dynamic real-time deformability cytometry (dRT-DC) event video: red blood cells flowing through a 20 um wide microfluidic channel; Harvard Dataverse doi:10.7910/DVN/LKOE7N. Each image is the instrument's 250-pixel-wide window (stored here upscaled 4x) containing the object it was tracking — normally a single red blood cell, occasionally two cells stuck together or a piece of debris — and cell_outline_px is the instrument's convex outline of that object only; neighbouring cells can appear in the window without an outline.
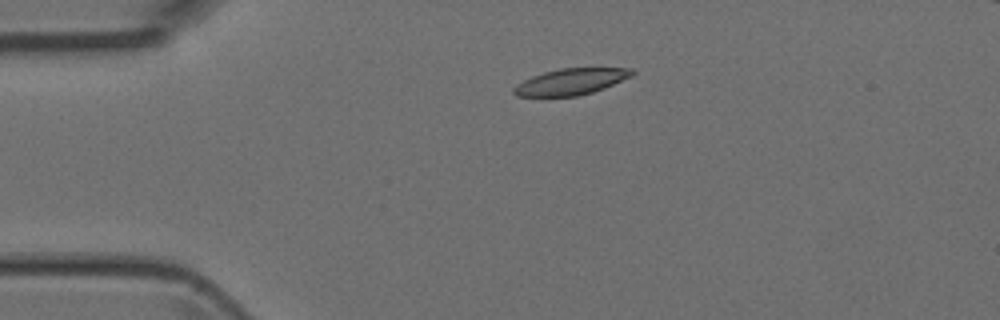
{"species": "Egyptian fruit bat (a non-hibernating species)", "species_latin": "Rousettus aegyptiacus", "temperature_condition": "room temperature", "stored_images_in_passage": 4, "camera_frame_rate_fps": 3000, "um_per_image_px": 0.085, "animal": {"sex": "female"}, "frame": {"image": 1, "passage_image": 3, "time_ms": 2.333, "image_size_px": [1000, 320], "cell_outline_px": [[636, 72], [632, 76], [604, 88], [592, 92], [576, 96], [516, 96], [512, 92], [512, 88], [516, 84], [532, 76], [544, 72], [560, 68], [632, 68]], "centroid_in_image_um": [48.52, 6.94], "position_along_channel_um": 36.5, "area_um2": 18.09}}